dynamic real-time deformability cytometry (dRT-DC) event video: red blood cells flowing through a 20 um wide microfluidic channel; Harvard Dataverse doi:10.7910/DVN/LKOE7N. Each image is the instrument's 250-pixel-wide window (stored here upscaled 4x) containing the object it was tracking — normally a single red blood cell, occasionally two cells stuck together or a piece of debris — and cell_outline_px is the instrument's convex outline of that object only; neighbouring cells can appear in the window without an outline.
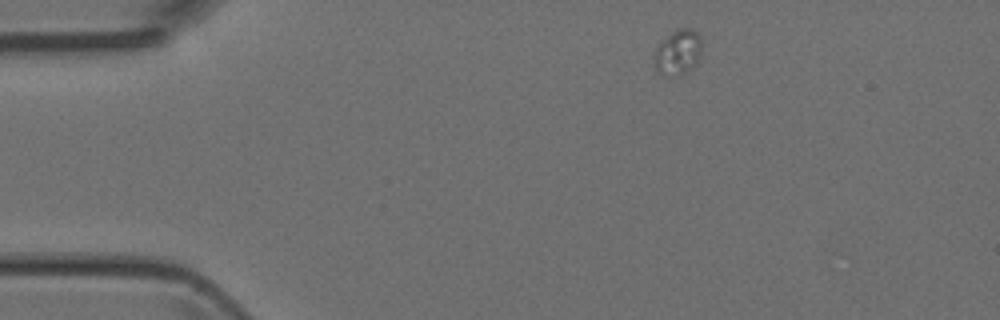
{"species": "Egyptian fruit bat (a non-hibernating species)", "species_latin": "Rousettus aegyptiacus", "temperature_condition": "room temperature", "stored_images_in_passage": 3, "camera_frame_rate_fps": 3000, "um_per_image_px": 0.085, "animal": {"sex": "female"}, "frame": {"image": 1, "passage_image": 1, "time_ms": 0.0, "image_size_px": [1000, 320], "cell_outline_px": [[700, 56], [696, 64], [692, 68], [680, 76], [664, 76], [656, 72], [652, 64], [652, 56], [656, 48], [676, 28], [692, 28], [700, 36]], "centroid_in_image_um": [57.57, 4.49], "position_along_channel_um": 27.4, "area_um2": 12.83}}